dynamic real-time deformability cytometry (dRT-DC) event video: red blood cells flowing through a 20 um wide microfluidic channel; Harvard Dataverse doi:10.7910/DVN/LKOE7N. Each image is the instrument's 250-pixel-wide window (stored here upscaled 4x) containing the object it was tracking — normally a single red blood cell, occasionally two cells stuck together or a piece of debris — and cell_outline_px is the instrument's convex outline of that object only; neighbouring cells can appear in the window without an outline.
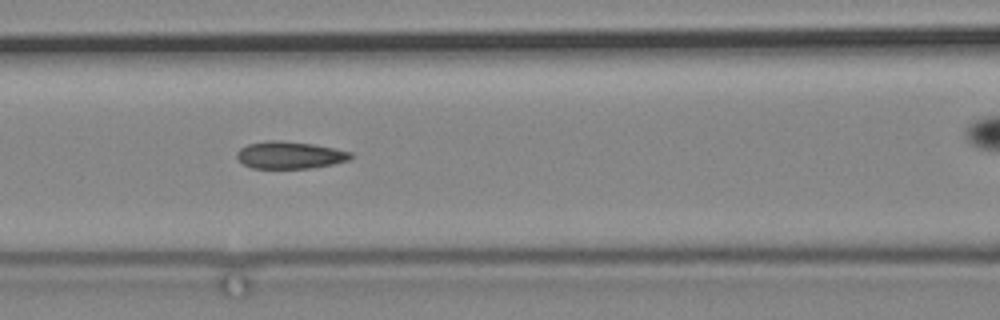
{"species": "common noctule bat (a hibernating species)", "species_latin": "Nyctalus noctula", "temperature_condition": "cold", "stored_images_in_passage": 45, "camera_frame_rate_fps": 3000, "um_per_image_px": 0.085, "animal": {"sex": "male", "body_mass_g": 19.2, "forearm_length_mm": 51.8}, "frame": {"image": 1, "passage_image": 12, "time_ms": 3.667, "image_size_px": [1000, 320], "cell_outline_px": [[352, 156], [348, 160], [332, 164], [312, 168], [252, 168], [244, 164], [236, 156], [236, 152], [240, 148], [248, 144], [268, 140], [276, 140], [312, 144], [352, 152]], "centroid_in_image_um": [24.61, 13.18], "position_along_channel_um": 142.0, "area_um2": 17.86}}
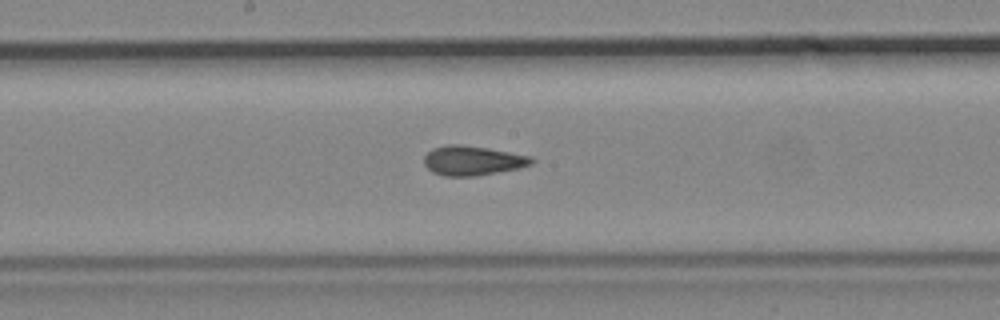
{"frame": {"image": 2, "passage_image": 18, "time_ms": 5.667, "image_size_px": [1000, 320], "cell_outline_px": [[536, 160], [532, 164], [516, 168], [476, 176], [444, 176], [432, 172], [424, 164], [424, 156], [432, 148], [448, 144], [460, 144], [488, 148], [532, 156]], "centroid_in_image_um": [40.16, 13.64], "position_along_channel_um": 208.0, "area_um2": 18.5}}
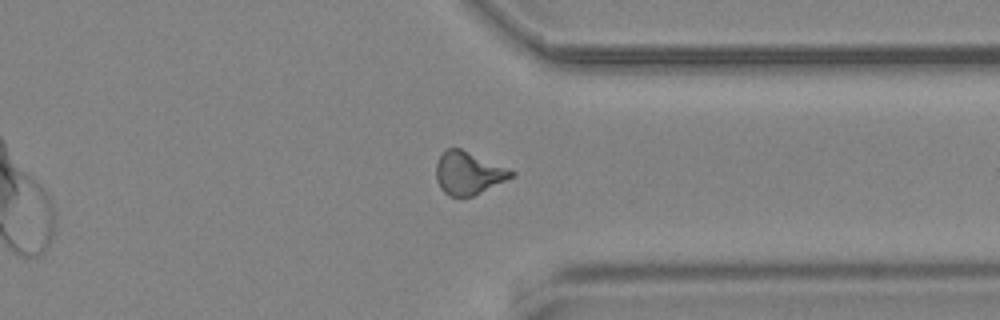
{"frame": {"image": 3, "passage_image": 33, "time_ms": 10.667, "image_size_px": [1000, 320], "cell_outline_px": [[516, 176], [472, 196], [448, 196], [440, 188], [436, 180], [436, 164], [440, 156], [448, 148], [460, 148], [516, 172]], "centroid_in_image_um": [39.81, 14.72], "position_along_channel_um": 371.6, "area_um2": 18.55}}